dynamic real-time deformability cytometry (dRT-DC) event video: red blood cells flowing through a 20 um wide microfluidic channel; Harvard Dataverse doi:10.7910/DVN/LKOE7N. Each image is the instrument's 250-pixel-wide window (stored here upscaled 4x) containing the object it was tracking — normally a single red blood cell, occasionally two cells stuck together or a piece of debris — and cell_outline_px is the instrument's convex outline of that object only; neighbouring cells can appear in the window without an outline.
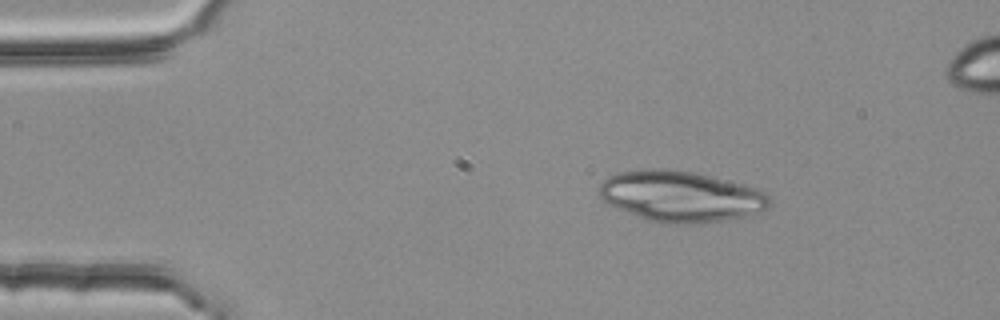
{"species": "common noctule bat (a hibernating species)", "species_latin": "Nyctalus noctula", "temperature_condition": "room temperature", "stored_images_in_passage": 4, "camera_frame_rate_fps": 3000, "um_per_image_px": 0.085, "animal": {"sex": "female", "body_mass_g": 25.1}, "frame": {"image": 1, "passage_image": 2, "time_ms": 0.333, "image_size_px": [1000, 320], "cell_outline_px": [[772, 204], [768, 208], [748, 216], [728, 220], [692, 224], [664, 224], [648, 220], [636, 216], [616, 208], [608, 204], [600, 196], [600, 184], [608, 176], [616, 172], [640, 168], [664, 168], [696, 172], [752, 188], [764, 192], [772, 200]], "centroid_in_image_um": [57.83, 16.7], "position_along_channel_um": 27.2, "area_um2": 50.81}}